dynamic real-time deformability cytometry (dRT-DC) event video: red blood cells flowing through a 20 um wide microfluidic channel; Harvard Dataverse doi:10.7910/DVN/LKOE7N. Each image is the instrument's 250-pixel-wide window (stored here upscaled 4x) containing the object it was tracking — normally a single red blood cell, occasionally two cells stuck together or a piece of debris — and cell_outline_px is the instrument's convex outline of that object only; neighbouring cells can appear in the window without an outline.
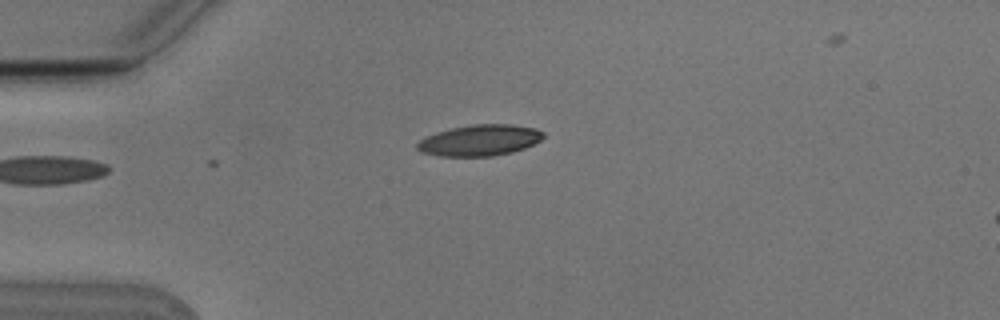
{"species": "Egyptian fruit bat (a non-hibernating species)", "species_latin": "Rousettus aegyptiacus", "temperature_condition": "cold", "stored_images_in_passage": 5, "camera_frame_rate_fps": 3000, "um_per_image_px": 0.085, "animal": {"sex": "male"}, "frame": {"image": 1, "passage_image": 5, "time_ms": 1.333, "image_size_px": [1000, 320], "cell_outline_px": [[544, 136], [540, 140], [524, 148], [512, 152], [492, 156], [440, 156], [420, 152], [416, 148], [416, 144], [420, 140], [436, 132], [452, 128], [472, 124], [512, 124], [536, 128], [544, 132]], "centroid_in_image_um": [40.77, 11.92], "position_along_channel_um": 44.2, "area_um2": 22.83}}